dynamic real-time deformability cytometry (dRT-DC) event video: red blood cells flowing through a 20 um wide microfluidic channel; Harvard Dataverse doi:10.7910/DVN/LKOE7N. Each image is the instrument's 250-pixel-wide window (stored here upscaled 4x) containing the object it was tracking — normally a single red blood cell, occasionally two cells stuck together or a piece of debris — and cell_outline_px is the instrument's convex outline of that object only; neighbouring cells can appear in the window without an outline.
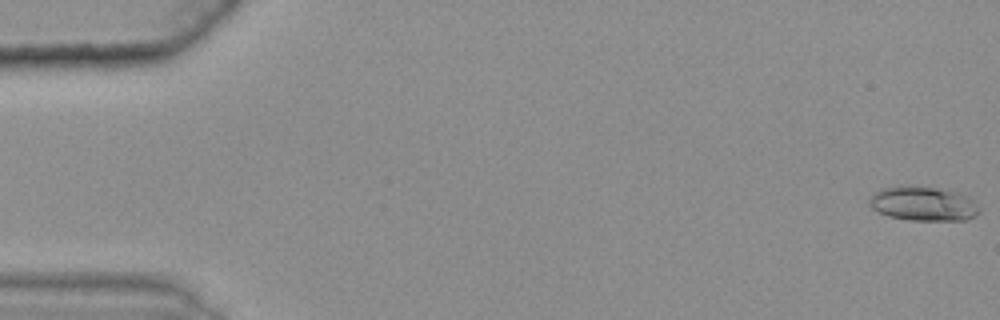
{"species": "common noctule bat (a hibernating species)", "species_latin": "Nyctalus noctula", "temperature_condition": "warm", "stored_images_in_passage": 17, "camera_frame_rate_fps": 3000, "um_per_image_px": 0.085, "animal": {"sex": "female", "body_mass_g": 25.1}, "frame": {"image": 1, "passage_image": 1, "time_ms": 0.0, "image_size_px": [1000, 320], "cell_outline_px": [[980, 212], [976, 216], [968, 220], [912, 220], [888, 216], [872, 208], [868, 204], [868, 200], [880, 188], [936, 188], [956, 192], [972, 200], [980, 208]], "centroid_in_image_um": [78.51, 17.36], "position_along_channel_um": 6.5, "area_um2": 21.27}}
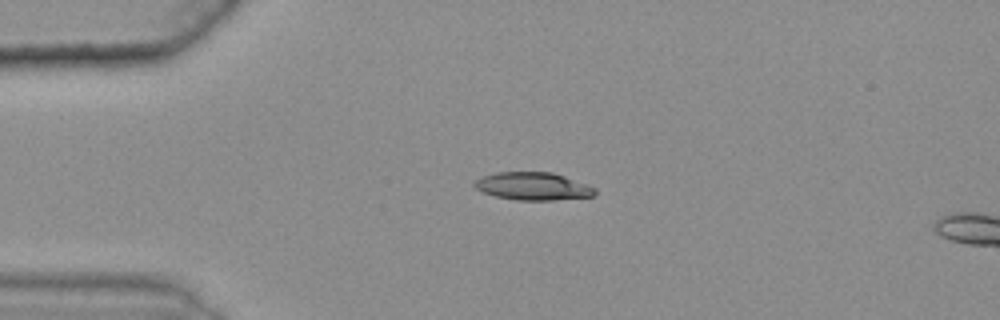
{"frame": {"image": 2, "passage_image": 14, "time_ms": 4.333, "image_size_px": [1000, 320], "cell_outline_px": [[596, 192], [592, 196], [552, 200], [516, 200], [496, 196], [484, 192], [476, 188], [472, 184], [480, 176], [496, 172], [552, 172], [588, 184], [596, 188]], "centroid_in_image_um": [45.29, 15.82], "position_along_channel_um": 39.7, "area_um2": 19.48}}